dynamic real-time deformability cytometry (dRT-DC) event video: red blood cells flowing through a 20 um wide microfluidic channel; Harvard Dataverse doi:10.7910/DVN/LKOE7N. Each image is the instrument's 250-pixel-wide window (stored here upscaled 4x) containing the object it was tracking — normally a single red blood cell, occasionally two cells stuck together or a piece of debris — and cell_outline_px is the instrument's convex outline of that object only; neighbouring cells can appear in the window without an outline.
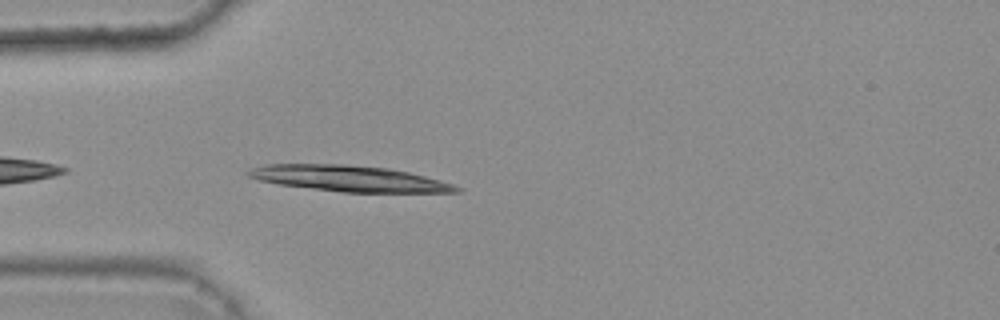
{"species": "common noctule bat (a hibernating species)", "species_latin": "Nyctalus noctula", "temperature_condition": "warm", "stored_images_in_passage": 7, "camera_frame_rate_fps": 3000, "um_per_image_px": 0.085, "animal": {"sex": "female", "body_mass_g": 25.1}, "frame": {"image": 1, "passage_image": 2, "time_ms": 0.333, "image_size_px": [1000, 320], "cell_outline_px": [[464, 188], [460, 192], [344, 192], [280, 184], [260, 180], [248, 176], [244, 172], [252, 168], [268, 164], [344, 164], [388, 168], [408, 172], [440, 180]], "centroid_in_image_um": [29.7, 15.17], "position_along_channel_um": 55.3, "area_um2": 31.1}}
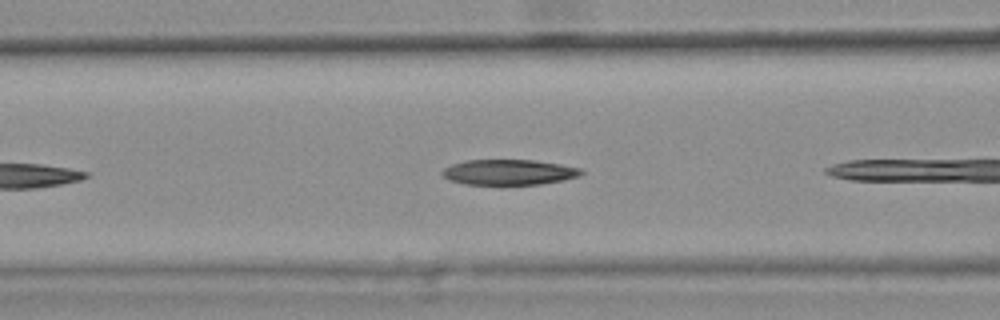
{"frame": {"image": 2, "passage_image": 5, "time_ms": 1.333, "image_size_px": [1000, 320], "cell_outline_px": [[584, 172], [580, 176], [564, 180], [540, 184], [500, 188], [464, 184], [448, 180], [440, 172], [444, 168], [452, 164], [464, 160], [532, 160], [560, 164], [580, 168]], "centroid_in_image_um": [43.21, 14.69], "position_along_channel_um": 123.4, "area_um2": 21.68}}